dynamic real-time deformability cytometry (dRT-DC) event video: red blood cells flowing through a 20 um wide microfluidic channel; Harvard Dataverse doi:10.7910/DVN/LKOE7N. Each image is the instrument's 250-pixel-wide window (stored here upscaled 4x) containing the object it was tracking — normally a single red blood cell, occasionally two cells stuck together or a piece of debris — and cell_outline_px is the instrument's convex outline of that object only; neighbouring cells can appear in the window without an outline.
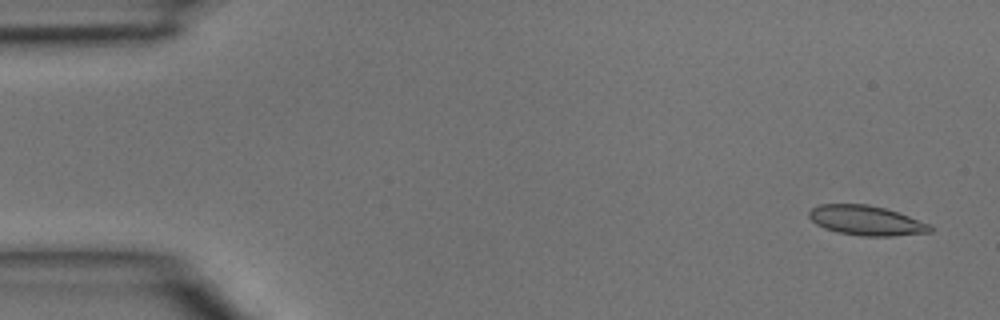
{"species": "common noctule bat (a hibernating species)", "species_latin": "Nyctalus noctula", "temperature_condition": "room temperature", "stored_images_in_passage": 4, "camera_frame_rate_fps": 3000, "um_per_image_px": 0.085, "animal": {"sex": "male", "body_mass_g": 15.6}, "frame": {"image": 1, "passage_image": 1, "time_ms": 0.0, "image_size_px": [1000, 320], "cell_outline_px": [[932, 232], [892, 236], [860, 236], [836, 232], [824, 228], [816, 224], [808, 216], [808, 212], [812, 208], [820, 204], [868, 204], [884, 208], [932, 224]], "centroid_in_image_um": [73.62, 18.75], "position_along_channel_um": 11.4, "area_um2": 21.04}}